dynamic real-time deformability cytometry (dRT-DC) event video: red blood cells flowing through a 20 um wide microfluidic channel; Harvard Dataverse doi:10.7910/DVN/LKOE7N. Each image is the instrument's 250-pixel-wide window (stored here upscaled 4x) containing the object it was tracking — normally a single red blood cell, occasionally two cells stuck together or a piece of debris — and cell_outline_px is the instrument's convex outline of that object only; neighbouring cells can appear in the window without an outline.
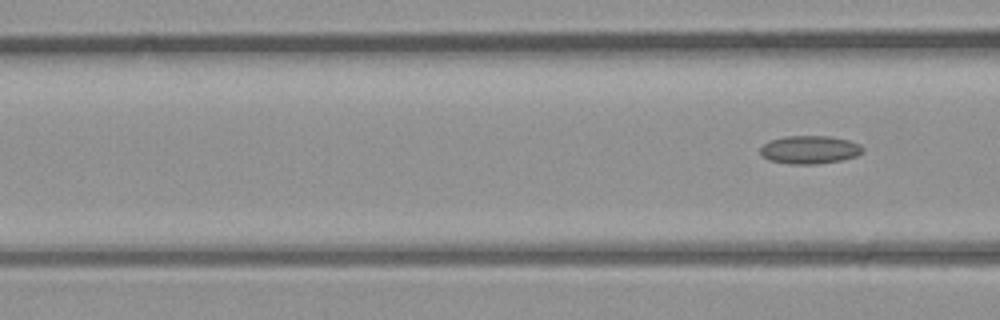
{"species": "common noctule bat (a hibernating species)", "species_latin": "Nyctalus noctula", "temperature_condition": "room temperature", "stored_images_in_passage": 5, "camera_frame_rate_fps": 3000, "um_per_image_px": 0.085, "animal": {"sex": "male", "body_mass_g": 23.1, "forearm_length_mm": 52.7}, "frame": {"image": 1, "passage_image": 5, "time_ms": 4.667, "image_size_px": [1000, 320], "cell_outline_px": [[864, 152], [856, 156], [840, 160], [816, 164], [792, 164], [768, 160], [760, 152], [760, 148], [768, 140], [784, 136], [832, 136], [848, 140], [860, 144], [864, 148]], "centroid_in_image_um": [68.83, 12.71], "position_along_channel_um": 97.8, "area_um2": 16.88}}